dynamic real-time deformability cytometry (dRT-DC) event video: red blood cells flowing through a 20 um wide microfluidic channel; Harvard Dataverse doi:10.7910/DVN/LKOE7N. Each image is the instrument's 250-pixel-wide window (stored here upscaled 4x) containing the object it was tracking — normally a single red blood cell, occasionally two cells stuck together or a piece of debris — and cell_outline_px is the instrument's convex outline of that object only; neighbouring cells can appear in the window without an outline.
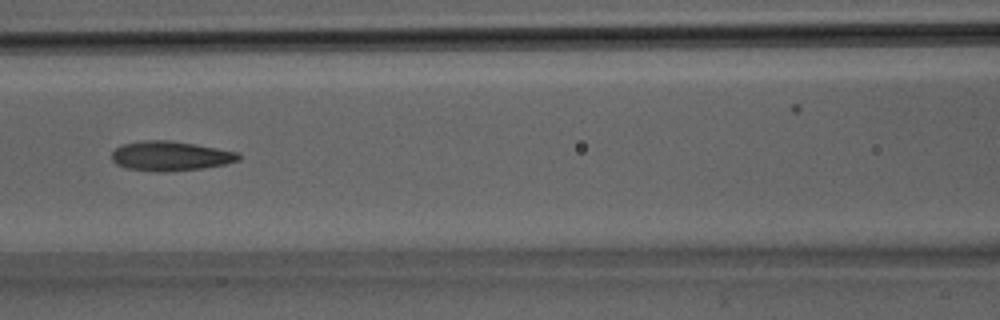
{"species": "Egyptian fruit bat (a non-hibernating species)", "species_latin": "Rousettus aegyptiacus", "temperature_condition": "room temperature", "stored_images_in_passage": 26, "camera_frame_rate_fps": 3000, "um_per_image_px": 0.085, "animal": {"sex": "male"}, "frame": {"image": 1, "passage_image": 8, "time_ms": 2.333, "image_size_px": [1000, 320], "cell_outline_px": [[240, 160], [224, 164], [200, 168], [156, 172], [128, 168], [116, 164], [112, 160], [112, 152], [120, 144], [144, 140], [168, 140], [196, 144], [240, 152]], "centroid_in_image_um": [14.48, 13.24], "position_along_channel_um": 152.1, "area_um2": 21.79}}
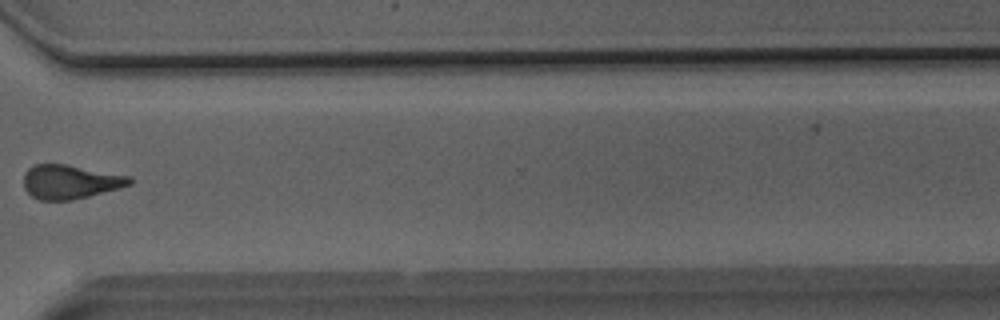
{"frame": {"image": 2, "passage_image": 18, "time_ms": 5.667, "image_size_px": [1000, 320], "cell_outline_px": [[132, 184], [120, 188], [72, 200], [40, 200], [32, 196], [24, 188], [24, 172], [28, 168], [36, 164], [68, 164], [128, 176], [132, 180]], "centroid_in_image_um": [5.94, 15.45], "position_along_channel_um": 364.7, "area_um2": 20.92}}
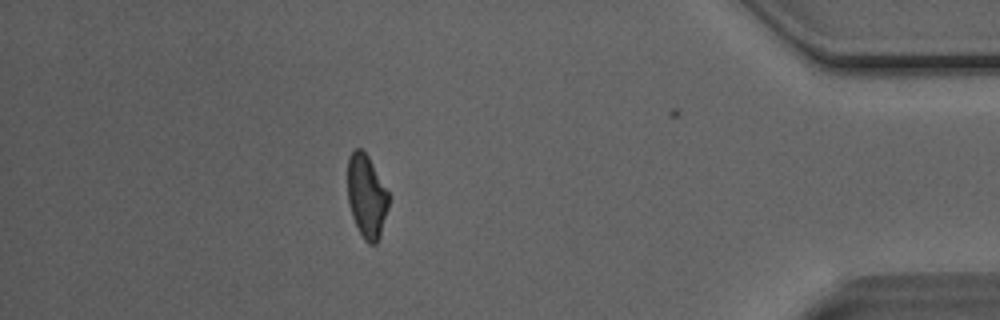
{"frame": {"image": 3, "passage_image": 22, "time_ms": 7.0, "image_size_px": [1000, 320], "cell_outline_px": [[388, 208], [380, 236], [376, 244], [368, 244], [364, 240], [352, 216], [348, 204], [348, 156], [356, 148], [360, 148], [368, 156], [388, 192]], "centroid_in_image_um": [31.15, 16.69], "position_along_channel_um": 404.1, "area_um2": 19.71}}